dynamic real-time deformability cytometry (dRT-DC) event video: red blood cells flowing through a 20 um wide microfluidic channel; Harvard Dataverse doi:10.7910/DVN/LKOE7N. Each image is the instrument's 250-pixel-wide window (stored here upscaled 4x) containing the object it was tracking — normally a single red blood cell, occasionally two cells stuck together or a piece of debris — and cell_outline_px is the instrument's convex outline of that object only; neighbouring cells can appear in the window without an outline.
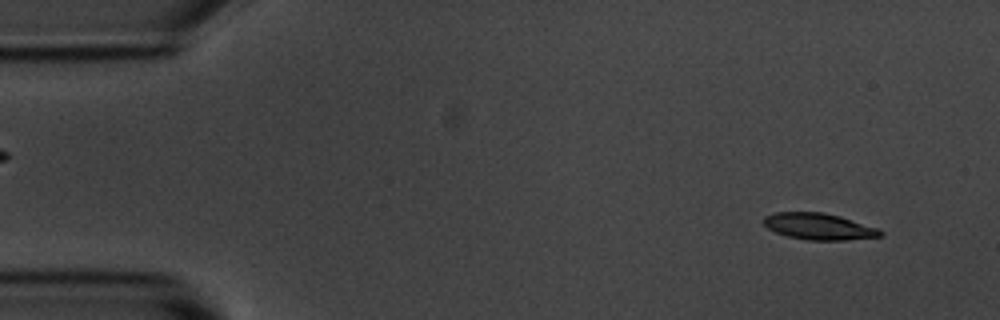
{"species": "common noctule bat (a hibernating species)", "species_latin": "Nyctalus noctula", "temperature_condition": "room temperature", "stored_images_in_passage": 40, "camera_frame_rate_fps": 3000, "um_per_image_px": 0.085, "animal": {"sex": "male", "body_mass_g": 20.1, "forearm_length_mm": 53.5}, "frame": {"image": 1, "passage_image": 4, "time_ms": 1.0, "image_size_px": [1000, 320], "cell_outline_px": [[884, 236], [848, 240], [808, 240], [788, 236], [776, 232], [768, 228], [764, 224], [764, 216], [776, 212], [824, 212], [840, 216], [880, 228], [884, 232]], "centroid_in_image_um": [69.67, 19.25], "position_along_channel_um": 15.3, "area_um2": 18.15}}
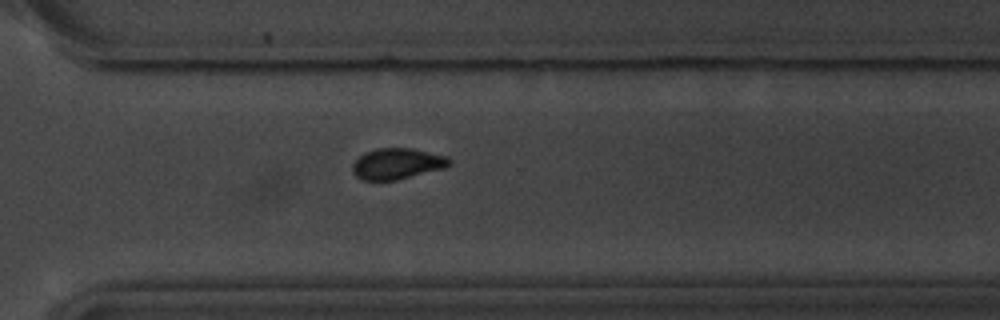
{"frame": {"image": 2, "passage_image": 24, "time_ms": 7.667, "image_size_px": [1000, 320], "cell_outline_px": [[452, 164], [444, 168], [396, 180], [360, 180], [352, 172], [352, 164], [364, 152], [376, 148], [412, 148], [448, 156], [452, 160]], "centroid_in_image_um": [33.76, 13.91], "position_along_channel_um": 336.8, "area_um2": 17.63}}
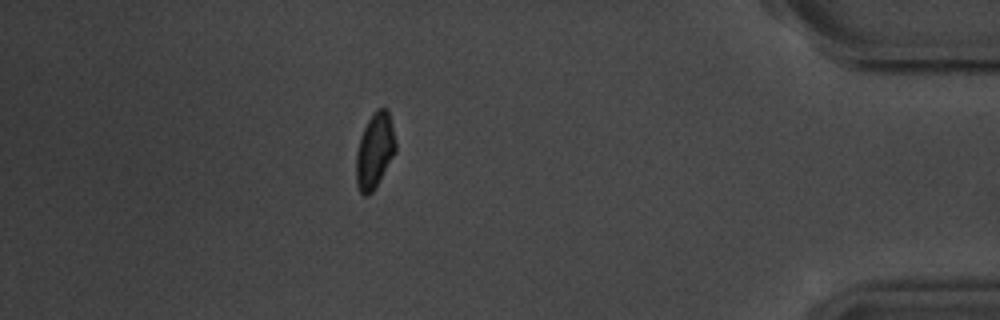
{"frame": {"image": 3, "passage_image": 33, "time_ms": 10.667, "image_size_px": [1000, 320], "cell_outline_px": [[396, 152], [372, 192], [368, 196], [364, 196], [360, 192], [356, 184], [356, 156], [360, 140], [364, 128], [372, 112], [376, 108], [388, 108], [392, 124], [396, 144]], "centroid_in_image_um": [31.86, 12.8], "position_along_channel_um": 403.3, "area_um2": 17.28}}